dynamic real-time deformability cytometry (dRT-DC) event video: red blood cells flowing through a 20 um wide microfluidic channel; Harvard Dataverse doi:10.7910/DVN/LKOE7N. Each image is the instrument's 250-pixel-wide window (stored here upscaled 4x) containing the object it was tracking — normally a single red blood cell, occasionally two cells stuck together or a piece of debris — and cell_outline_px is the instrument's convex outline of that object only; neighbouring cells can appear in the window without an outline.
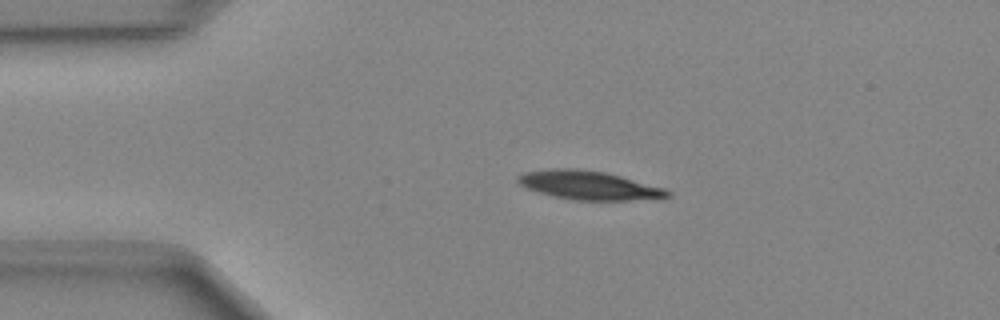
{"species": "Egyptian fruit bat (a non-hibernating species)", "species_latin": "Rousettus aegyptiacus", "temperature_condition": "cold", "stored_images_in_passage": 40, "camera_frame_rate_fps": 3000, "um_per_image_px": 0.085, "animal": {"sex": "female"}, "frame": {"image": 1, "passage_image": 1, "time_ms": 0.0, "image_size_px": [1000, 320], "cell_outline_px": [[672, 196], [628, 200], [572, 200], [540, 192], [528, 188], [520, 184], [516, 180], [516, 176], [524, 172], [548, 168], [576, 168], [604, 172], [620, 176], [664, 188], [672, 192]], "centroid_in_image_um": [50.01, 15.73], "position_along_channel_um": 35.0, "area_um2": 24.8}}
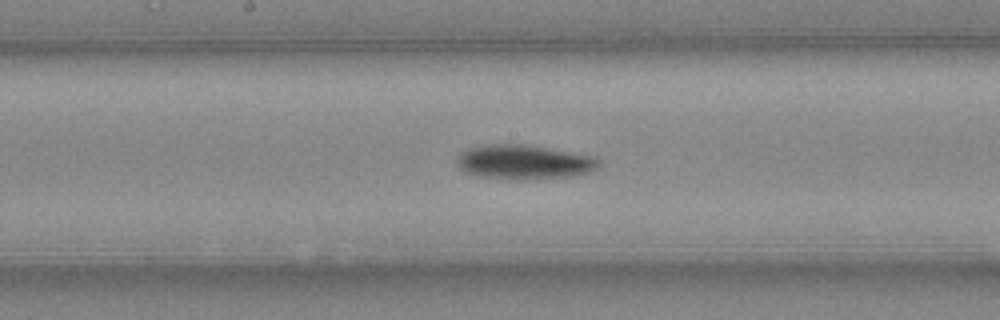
{"frame": {"image": 2, "passage_image": 16, "time_ms": 5.0, "image_size_px": [1000, 320], "cell_outline_px": [[600, 164], [596, 168], [588, 172], [572, 176], [520, 180], [480, 176], [468, 172], [460, 168], [456, 160], [464, 152], [472, 148], [492, 144], [524, 144], [592, 156], [600, 160]], "centroid_in_image_um": [44.58, 13.78], "position_along_channel_um": 203.6, "area_um2": 27.8}}
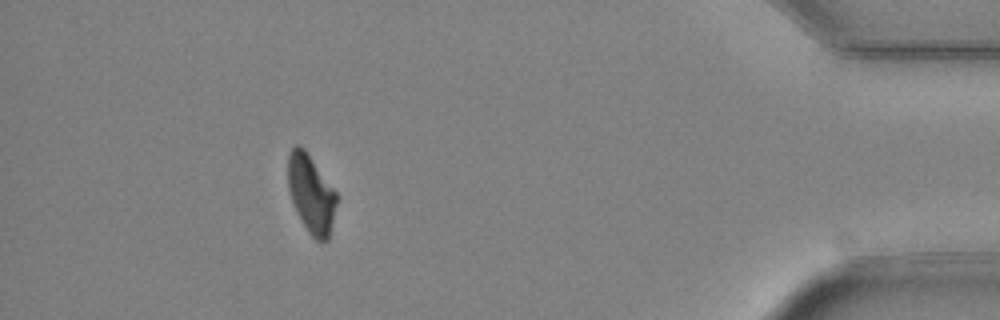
{"frame": {"image": 3, "passage_image": 35, "time_ms": 11.333, "image_size_px": [1000, 320], "cell_outline_px": [[336, 204], [328, 240], [316, 240], [308, 232], [300, 220], [296, 212], [288, 188], [288, 152], [296, 144], [300, 144], [304, 148], [336, 192]], "centroid_in_image_um": [26.41, 16.46], "position_along_channel_um": 408.8, "area_um2": 21.91}}